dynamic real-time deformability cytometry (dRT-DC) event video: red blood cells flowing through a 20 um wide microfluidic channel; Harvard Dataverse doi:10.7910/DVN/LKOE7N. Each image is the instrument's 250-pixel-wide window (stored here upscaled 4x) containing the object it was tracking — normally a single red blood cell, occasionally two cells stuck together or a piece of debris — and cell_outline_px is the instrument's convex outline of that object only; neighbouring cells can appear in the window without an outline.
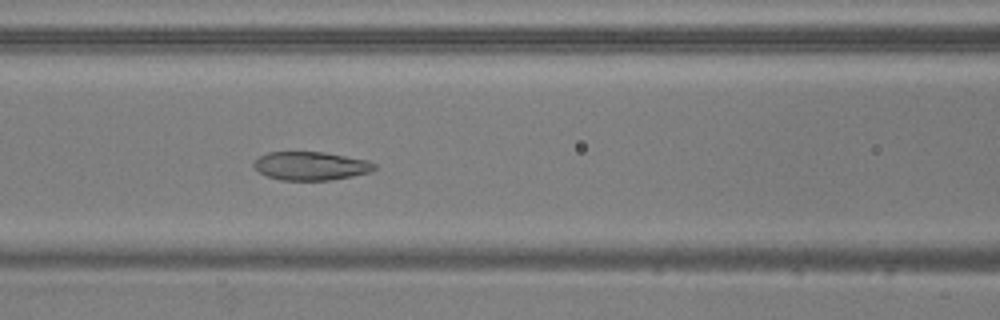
{"species": "common noctule bat (a hibernating species)", "species_latin": "Nyctalus noctula", "temperature_condition": "warm", "stored_images_in_passage": 54, "camera_frame_rate_fps": 3000, "um_per_image_px": 0.085, "animal": {"sex": "male", "body_mass_g": 20.5, "forearm_length_mm": 52.5}, "frame": {"image": 1, "passage_image": 24, "time_ms": 7.667, "image_size_px": [1000, 320], "cell_outline_px": [[376, 168], [372, 172], [332, 180], [280, 180], [268, 176], [260, 172], [252, 164], [260, 156], [268, 152], [324, 152], [368, 160], [376, 164]], "centroid_in_image_um": [26.46, 14.1], "position_along_channel_um": 140.1, "area_um2": 20.0}}
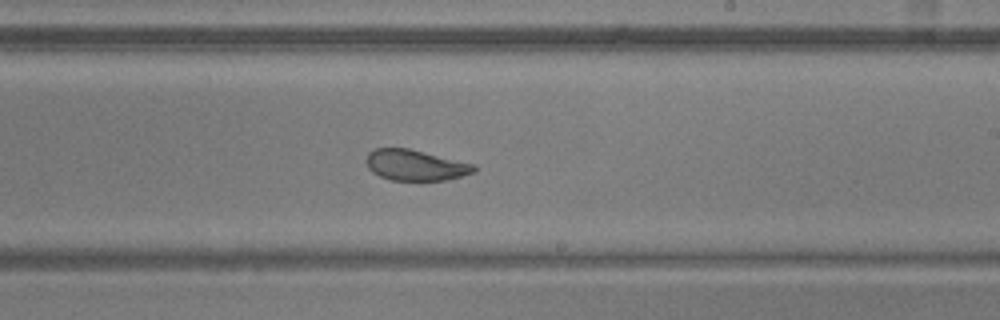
{"frame": {"image": 2, "passage_image": 33, "time_ms": 10.667, "image_size_px": [1000, 320], "cell_outline_px": [[476, 172], [444, 180], [392, 180], [380, 176], [372, 172], [368, 168], [364, 160], [368, 152], [376, 148], [408, 148], [476, 164]], "centroid_in_image_um": [35.29, 14.03], "position_along_channel_um": 253.7, "area_um2": 19.42}}
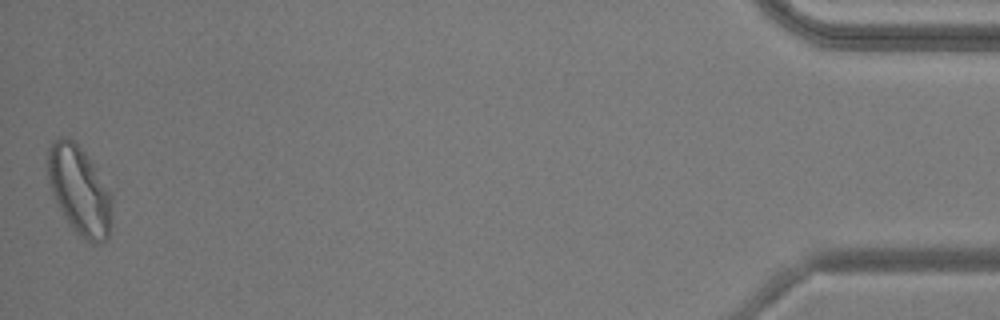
{"frame": {"image": 3, "passage_image": 54, "time_ms": 17.667, "image_size_px": [1000, 320], "cell_outline_px": [[112, 204], [108, 240], [100, 244], [92, 244], [76, 232], [68, 224], [48, 184], [48, 148], [52, 140], [60, 136], [64, 136], [72, 140], [92, 160], [112, 192]], "centroid_in_image_um": [6.77, 16.18], "position_along_channel_um": 428.4, "area_um2": 33.52}, "authors_computed_cell_mechanics": {"area_um2": 24.3916, "velocity_mm_per_s": 3.7951, "shape_relaxation_time_tau1_ms": 5.4422, "shape_relaxation_time_tau2_ms": 1.352, "deformation_change_tau1": 0.1276, "deformation_change_tau2": 0.0774}}